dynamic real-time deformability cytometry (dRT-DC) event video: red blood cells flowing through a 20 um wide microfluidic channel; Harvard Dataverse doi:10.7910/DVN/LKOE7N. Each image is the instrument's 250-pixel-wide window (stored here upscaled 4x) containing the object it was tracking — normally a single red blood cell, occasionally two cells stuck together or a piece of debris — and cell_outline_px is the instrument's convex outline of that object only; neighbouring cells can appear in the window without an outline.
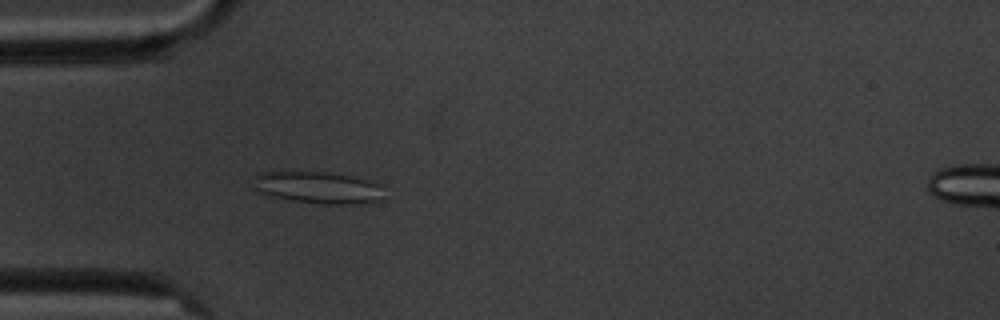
{"species": "common noctule bat (a hibernating species)", "species_latin": "Nyctalus noctula", "temperature_condition": "cold", "stored_images_in_passage": 3, "camera_frame_rate_fps": 3000, "um_per_image_px": 0.085, "animal": {"sex": "male", "body_mass_g": 20.1, "forearm_length_mm": 53.5}, "frame": {"image": 1, "passage_image": 3, "time_ms": 2.333, "image_size_px": [1000, 320], "cell_outline_px": [[380, 200], [364, 204], [328, 204], [292, 200], [272, 196], [260, 192], [256, 188], [256, 176], [260, 172], [280, 168], [328, 172], [368, 180], [380, 184]], "centroid_in_image_um": [26.96, 15.89], "position_along_channel_um": 58.0, "area_um2": 24.68}}